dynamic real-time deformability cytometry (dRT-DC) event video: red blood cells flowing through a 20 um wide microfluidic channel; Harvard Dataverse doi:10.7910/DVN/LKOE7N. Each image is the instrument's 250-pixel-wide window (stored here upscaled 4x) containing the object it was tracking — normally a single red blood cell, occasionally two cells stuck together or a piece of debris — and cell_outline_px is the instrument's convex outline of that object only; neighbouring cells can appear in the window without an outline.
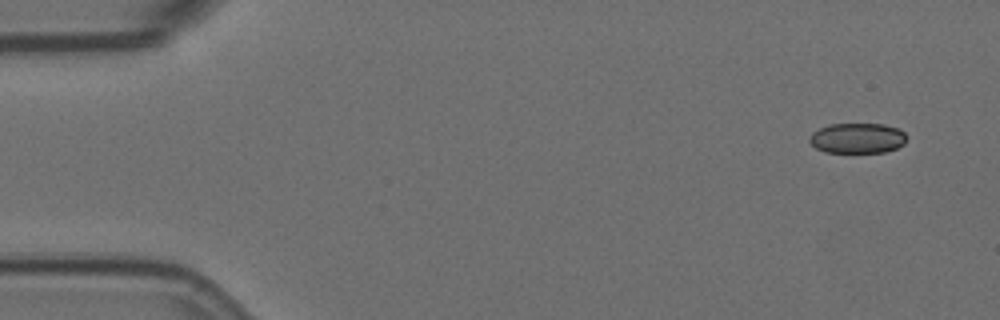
{"species": "Egyptian fruit bat (a non-hibernating species)", "species_latin": "Rousettus aegyptiacus", "temperature_condition": "room temperature", "stored_images_in_passage": 6, "camera_frame_rate_fps": 3000, "um_per_image_px": 0.085, "animal": {"sex": "female"}, "frame": {"image": 1, "passage_image": 1, "time_ms": 0.0, "image_size_px": [1000, 320], "cell_outline_px": [[908, 136], [904, 144], [896, 148], [884, 152], [824, 152], [816, 148], [808, 140], [808, 136], [812, 132], [828, 124], [884, 124], [900, 128]], "centroid_in_image_um": [72.89, 11.73], "position_along_channel_um": 12.1, "area_um2": 17.34}}
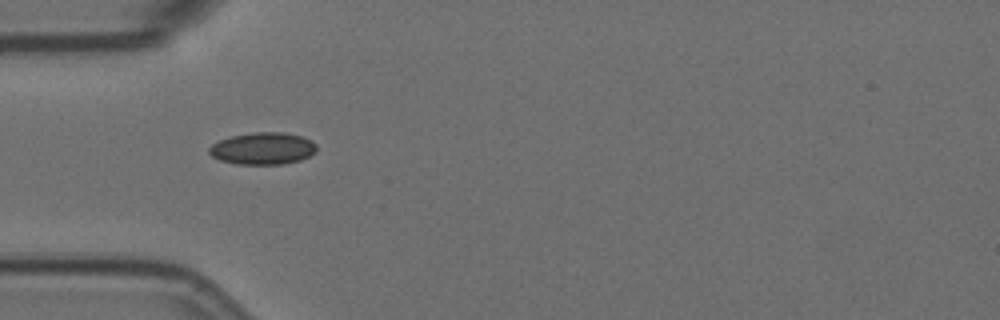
{"frame": {"image": 2, "passage_image": 5, "time_ms": 1.333, "image_size_px": [1000, 320], "cell_outline_px": [[316, 152], [300, 160], [284, 164], [236, 164], [220, 160], [212, 156], [208, 152], [208, 148], [212, 144], [220, 140], [232, 136], [256, 132], [284, 132], [300, 136], [312, 140], [316, 144]], "centroid_in_image_um": [22.34, 12.62], "position_along_channel_um": 62.7, "area_um2": 20.06}}
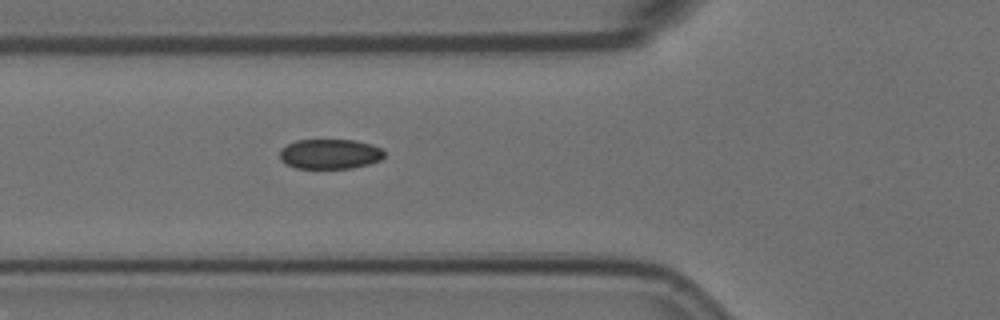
{"frame": {"image": 3, "passage_image": 6, "time_ms": 1.667, "image_size_px": [1000, 320], "cell_outline_px": [[384, 156], [380, 160], [368, 164], [352, 168], [296, 168], [280, 160], [280, 152], [288, 144], [296, 140], [356, 140], [372, 144], [380, 148], [384, 152]], "centroid_in_image_um": [28.07, 13.08], "position_along_channel_um": 97.7, "area_um2": 18.09}}